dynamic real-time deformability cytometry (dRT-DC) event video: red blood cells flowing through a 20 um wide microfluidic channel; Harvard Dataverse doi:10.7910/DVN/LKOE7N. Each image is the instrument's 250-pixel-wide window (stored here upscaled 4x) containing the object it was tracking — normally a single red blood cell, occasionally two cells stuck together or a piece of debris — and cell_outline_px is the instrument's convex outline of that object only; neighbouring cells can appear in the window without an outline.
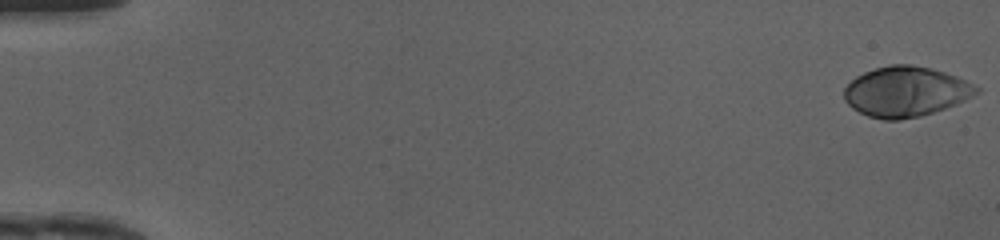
{"species": "human", "species_latin": "Homo sapiens", "temperature_condition": "cold", "stored_images_in_passage": 49, "camera_frame_rate_fps": 3000, "um_per_image_px": 0.085, "donor": {"sex": "female"}, "frame": {"image": 1, "passage_image": 1, "time_ms": 0.0, "image_size_px": [1000, 240], "cell_outline_px": [[980, 92], [956, 104], [920, 116], [900, 120], [884, 120], [868, 116], [852, 108], [844, 100], [844, 88], [856, 76], [864, 72], [888, 64], [912, 64], [932, 68], [956, 76], [980, 88]], "centroid_in_image_um": [76.97, 7.78], "position_along_channel_um": 8.0, "area_um2": 38.61}}
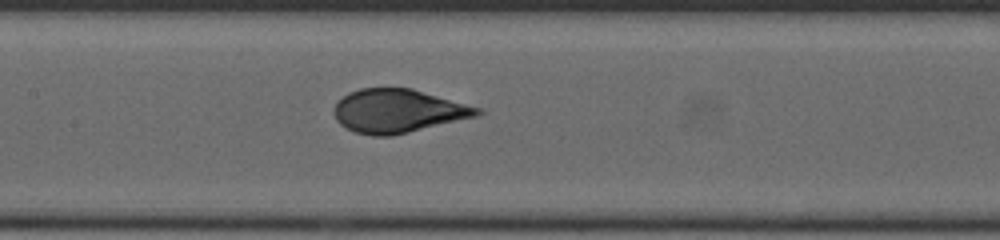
{"frame": {"image": 2, "passage_image": 25, "time_ms": 8.0, "image_size_px": [1000, 240], "cell_outline_px": [[484, 112], [480, 116], [392, 136], [372, 136], [356, 132], [340, 124], [336, 120], [332, 112], [336, 100], [348, 92], [360, 88], [412, 88], [480, 108]], "centroid_in_image_um": [33.81, 9.43], "position_along_channel_um": 173.6, "area_um2": 36.65}}
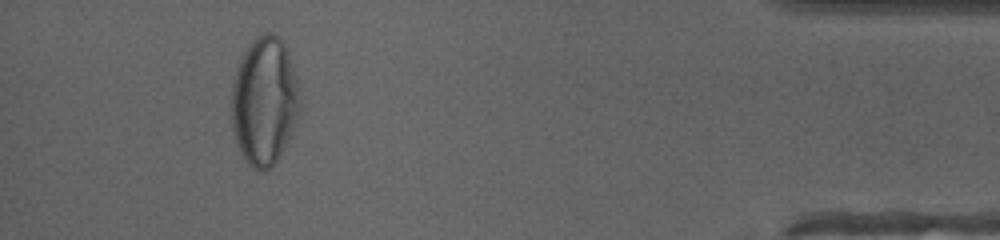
{"frame": {"image": 3, "passage_image": 46, "time_ms": 15.0, "image_size_px": [1000, 240], "cell_outline_px": [[300, 112], [292, 132], [288, 140], [276, 160], [264, 172], [260, 172], [252, 168], [244, 160], [236, 144], [232, 132], [232, 80], [240, 60], [244, 52], [252, 40], [256, 36], [264, 32], [272, 32], [280, 36], [288, 52], [300, 88]], "centroid_in_image_um": [22.47, 8.59], "position_along_channel_um": 412.7, "area_um2": 51.62}, "authors_computed_cell_mechanics": {"area_um2": 37.1654, "velocity_mm_per_s": 4.1827, "shape_relaxation_time_tau1_ms": 4.1842, "shape_relaxation_time_tau2_ms": null, "deformation_change_tau1": 0.2119, "deformation_change_tau2": null}}